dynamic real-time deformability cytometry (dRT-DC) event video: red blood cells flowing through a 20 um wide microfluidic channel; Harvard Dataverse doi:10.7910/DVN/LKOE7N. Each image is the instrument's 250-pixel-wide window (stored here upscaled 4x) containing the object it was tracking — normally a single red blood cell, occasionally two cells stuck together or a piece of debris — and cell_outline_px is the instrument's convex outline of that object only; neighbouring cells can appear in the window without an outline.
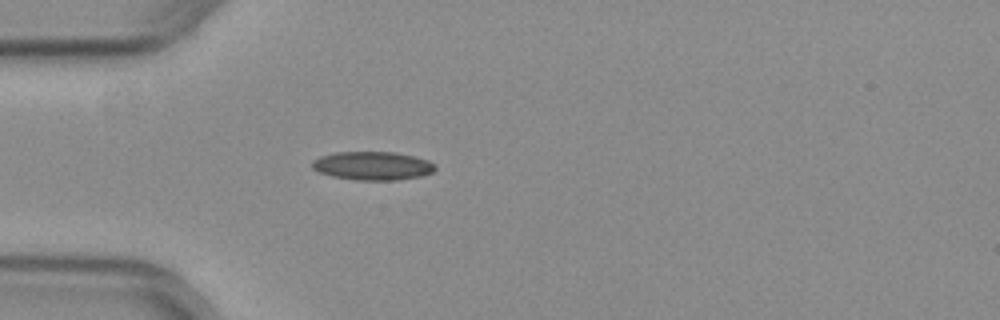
{"species": "common noctule bat (a hibernating species)", "species_latin": "Nyctalus noctula", "temperature_condition": "warm", "stored_images_in_passage": 31, "camera_frame_rate_fps": 3000, "um_per_image_px": 0.085, "animal": {"sex": "female", "body_mass_g": 29.2, "forearm_length_mm": 56.3}, "frame": {"image": 1, "passage_image": 1, "time_ms": 0.0, "image_size_px": [1000, 320], "cell_outline_px": [[436, 168], [432, 172], [420, 176], [396, 180], [356, 180], [332, 176], [320, 172], [312, 168], [312, 160], [320, 156], [336, 152], [396, 152], [428, 160], [436, 164]], "centroid_in_image_um": [31.67, 14.09], "position_along_channel_um": 53.3, "area_um2": 20.4}}
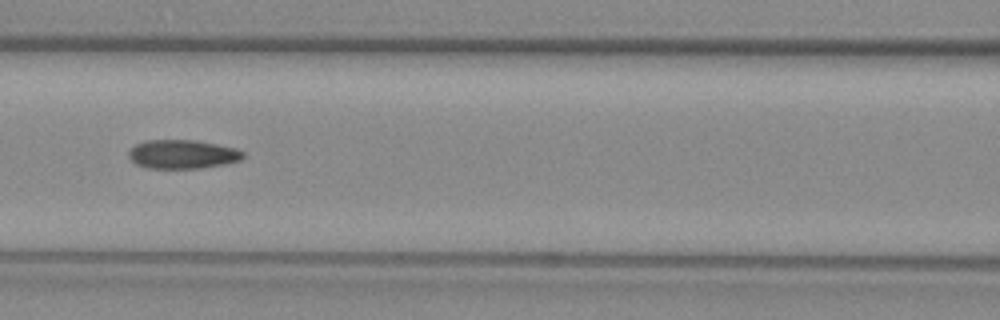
{"frame": {"image": 2, "passage_image": 9, "time_ms": 2.667, "image_size_px": [1000, 320], "cell_outline_px": [[244, 156], [240, 160], [224, 164], [200, 168], [148, 168], [136, 164], [128, 156], [128, 152], [136, 144], [144, 140], [196, 140], [236, 148], [244, 152]], "centroid_in_image_um": [15.5, 13.1], "position_along_channel_um": 151.1, "area_um2": 19.19}}
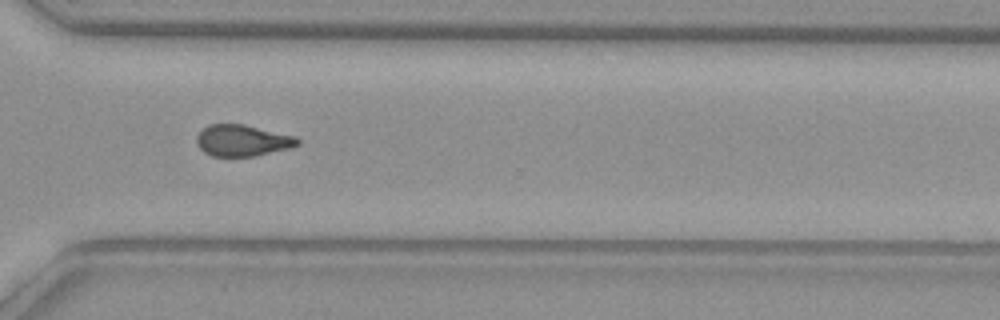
{"frame": {"image": 3, "passage_image": 24, "time_ms": 7.667, "image_size_px": [1000, 320], "cell_outline_px": [[300, 144], [292, 148], [256, 156], [212, 156], [204, 152], [200, 148], [196, 140], [196, 136], [208, 124], [244, 124], [296, 136], [300, 140]], "centroid_in_image_um": [20.64, 11.94], "position_along_channel_um": 350.0, "area_um2": 18.61}, "authors_computed_cell_mechanics": {"area_um2": 19.3052, "velocity_mm_per_s": 3.989, "shape_relaxation_time_tau1_ms": null, "shape_relaxation_time_tau2_ms": 3.1565, "deformation_change_tau1": null, "deformation_change_tau2": 0.0894}}